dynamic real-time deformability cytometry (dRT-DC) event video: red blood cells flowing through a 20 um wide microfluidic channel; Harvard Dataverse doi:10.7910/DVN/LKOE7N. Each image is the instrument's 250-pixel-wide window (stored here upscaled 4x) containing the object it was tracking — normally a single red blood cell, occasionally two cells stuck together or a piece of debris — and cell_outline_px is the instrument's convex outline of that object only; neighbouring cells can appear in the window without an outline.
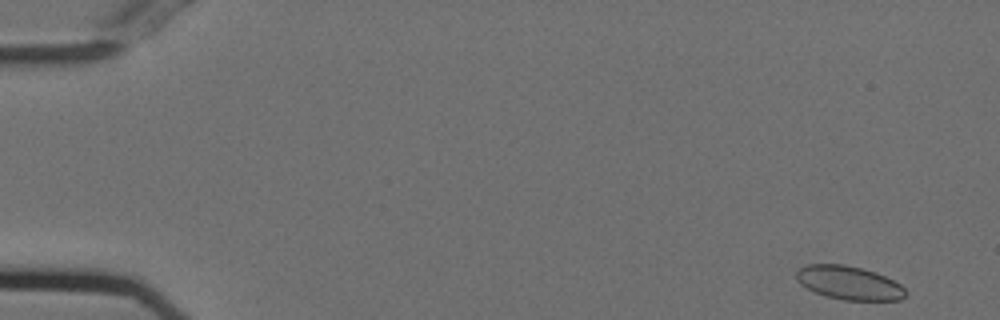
{"species": "Egyptian fruit bat (a non-hibernating species)", "species_latin": "Rousettus aegyptiacus", "temperature_condition": "cold", "stored_images_in_passage": 15, "camera_frame_rate_fps": 3000, "um_per_image_px": 0.085, "animal": {"sex": "female"}, "frame": {"image": 1, "passage_image": 1, "time_ms": 0.0, "image_size_px": [1000, 320], "cell_outline_px": [[908, 292], [900, 300], [844, 300], [828, 296], [816, 292], [800, 284], [796, 280], [796, 272], [800, 268], [808, 264], [844, 264], [876, 272], [900, 284]], "centroid_in_image_um": [72.17, 24.04], "position_along_channel_um": 12.8, "area_um2": 21.21}}